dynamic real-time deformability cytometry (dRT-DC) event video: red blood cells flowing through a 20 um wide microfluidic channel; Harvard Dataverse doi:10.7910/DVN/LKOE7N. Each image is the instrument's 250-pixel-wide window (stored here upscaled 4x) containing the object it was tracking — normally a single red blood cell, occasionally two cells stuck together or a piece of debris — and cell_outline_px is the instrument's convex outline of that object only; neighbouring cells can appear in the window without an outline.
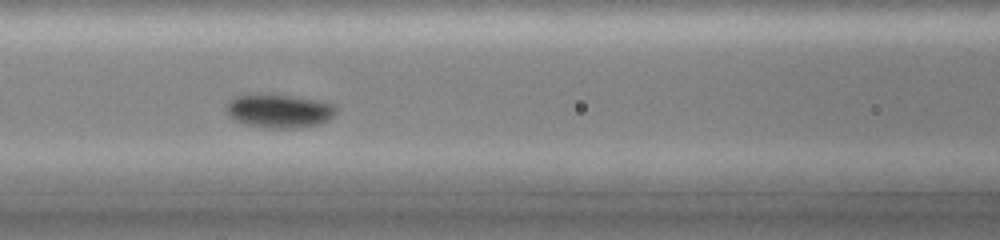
{"species": "common noctule bat (a hibernating species)", "species_latin": "Nyctalus noctula", "temperature_condition": "cold", "stored_images_in_passage": 46, "camera_frame_rate_fps": 3000, "um_per_image_px": 0.085, "animal": {"sex": "female", "body_mass_g": 19.0, "forearm_length_mm": 51.5}, "frame": {"image": 1, "passage_image": 19, "time_ms": 6.0, "image_size_px": [1000, 240], "cell_outline_px": [[336, 112], [328, 120], [316, 124], [296, 128], [264, 128], [244, 124], [228, 116], [224, 108], [228, 100], [232, 96], [264, 92], [320, 100], [336, 104]], "centroid_in_image_um": [23.66, 9.39], "position_along_channel_um": 142.9, "area_um2": 22.2}}
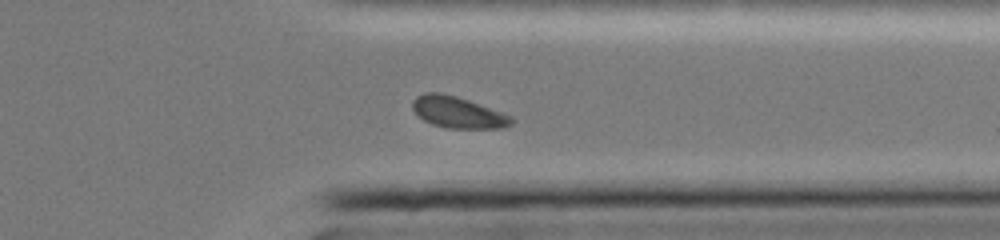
{"frame": {"image": 2, "passage_image": 36, "time_ms": 11.667, "image_size_px": [1000, 240], "cell_outline_px": [[512, 124], [504, 128], [448, 128], [432, 124], [424, 120], [412, 108], [412, 100], [416, 96], [424, 92], [440, 92], [456, 96], [468, 100], [512, 116]], "centroid_in_image_um": [38.9, 9.54], "position_along_channel_um": 372.5, "area_um2": 17.98}}
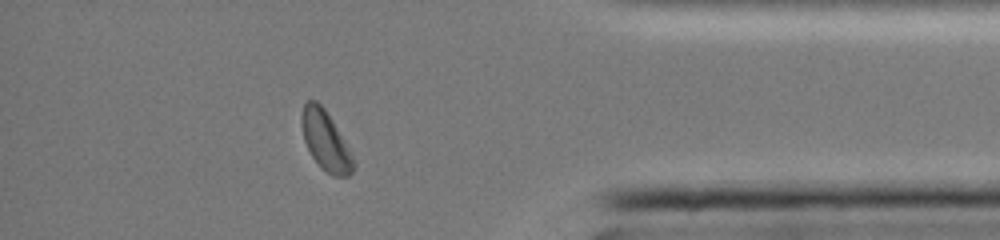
{"frame": {"image": 3, "passage_image": 40, "time_ms": 13.0, "image_size_px": [1000, 240], "cell_outline_px": [[356, 168], [348, 176], [332, 176], [320, 168], [312, 156], [304, 140], [300, 120], [304, 100], [316, 100], [324, 108], [332, 120], [352, 156], [356, 164]], "centroid_in_image_um": [27.65, 11.97], "position_along_channel_um": 407.6, "area_um2": 17.86}, "authors_computed_cell_mechanics": {"area_um2": 19.363, "velocity_mm_per_s": 4.0284, "shape_relaxation_time_tau1_ms": 0.7604, "shape_relaxation_time_tau2_ms": null, "deformation_change_tau1": 0.0635, "deformation_change_tau2": null}}